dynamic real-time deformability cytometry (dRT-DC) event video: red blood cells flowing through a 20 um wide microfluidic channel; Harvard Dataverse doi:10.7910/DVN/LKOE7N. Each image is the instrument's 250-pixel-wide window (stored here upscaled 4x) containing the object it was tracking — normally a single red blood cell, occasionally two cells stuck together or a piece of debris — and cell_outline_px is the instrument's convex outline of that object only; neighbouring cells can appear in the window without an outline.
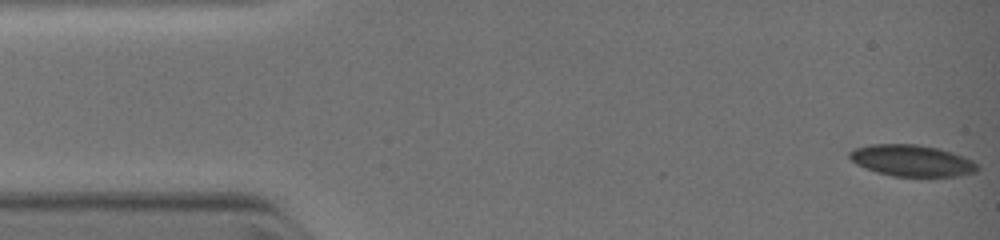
{"species": "common noctule bat (a hibernating species)", "species_latin": "Nyctalus noctula", "temperature_condition": "warm", "stored_images_in_passage": 54, "camera_frame_rate_fps": 3000, "um_per_image_px": 0.085, "animal": {"sex": "female", "body_mass_g": 19.0, "forearm_length_mm": 51.5}, "frame": {"image": 1, "passage_image": 1, "time_ms": 0.0, "image_size_px": [1000, 240], "cell_outline_px": [[980, 168], [976, 172], [956, 176], [892, 176], [876, 172], [864, 168], [856, 164], [848, 156], [848, 152], [856, 148], [872, 144], [916, 144], [936, 148], [952, 152], [972, 160], [980, 164]], "centroid_in_image_um": [77.51, 13.65], "position_along_channel_um": 7.5, "area_um2": 23.47}}
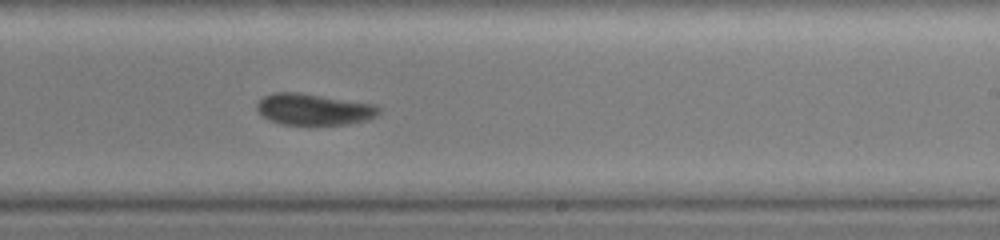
{"frame": {"image": 2, "passage_image": 33, "time_ms": 7.333, "image_size_px": [1000, 240], "cell_outline_px": [[380, 112], [376, 116], [368, 120], [348, 124], [280, 124], [264, 116], [256, 108], [256, 104], [264, 96], [272, 92], [300, 92], [376, 104], [380, 108]], "centroid_in_image_um": [26.71, 9.28], "position_along_channel_um": 262.3, "area_um2": 22.31}}
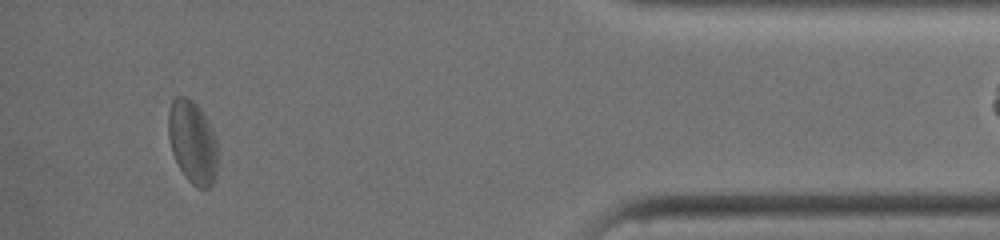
{"frame": {"image": 3, "passage_image": 49, "time_ms": 11.333, "image_size_px": [1000, 240], "cell_outline_px": [[216, 172], [212, 184], [208, 188], [200, 188], [192, 184], [188, 180], [180, 168], [172, 152], [168, 136], [168, 112], [172, 100], [176, 96], [184, 96], [192, 100], [200, 108], [208, 120], [216, 140]], "centroid_in_image_um": [16.34, 12.05], "position_along_channel_um": 418.9, "area_um2": 23.64}}